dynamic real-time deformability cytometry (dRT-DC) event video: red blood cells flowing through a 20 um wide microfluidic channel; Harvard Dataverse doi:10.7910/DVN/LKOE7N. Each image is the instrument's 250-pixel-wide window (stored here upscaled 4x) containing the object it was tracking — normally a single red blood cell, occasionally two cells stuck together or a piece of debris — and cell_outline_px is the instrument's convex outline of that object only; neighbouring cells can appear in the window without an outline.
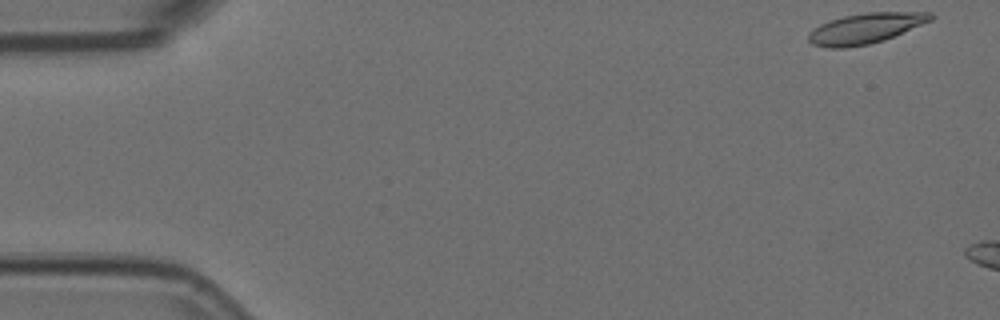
{"species": "Egyptian fruit bat (a non-hibernating species)", "species_latin": "Rousettus aegyptiacus", "temperature_condition": "room temperature", "stored_images_in_passage": 12, "camera_frame_rate_fps": 3000, "um_per_image_px": 0.085, "animal": {"sex": "female"}, "frame": {"image": 1, "passage_image": 1, "time_ms": 0.0, "image_size_px": [1000, 320], "cell_outline_px": [[936, 16], [932, 20], [884, 40], [868, 44], [844, 48], [828, 48], [812, 44], [808, 40], [808, 32], [820, 24], [828, 20], [844, 16], [868, 12], [932, 12]], "centroid_in_image_um": [73.55, 2.4], "position_along_channel_um": 11.4, "area_um2": 21.68}}